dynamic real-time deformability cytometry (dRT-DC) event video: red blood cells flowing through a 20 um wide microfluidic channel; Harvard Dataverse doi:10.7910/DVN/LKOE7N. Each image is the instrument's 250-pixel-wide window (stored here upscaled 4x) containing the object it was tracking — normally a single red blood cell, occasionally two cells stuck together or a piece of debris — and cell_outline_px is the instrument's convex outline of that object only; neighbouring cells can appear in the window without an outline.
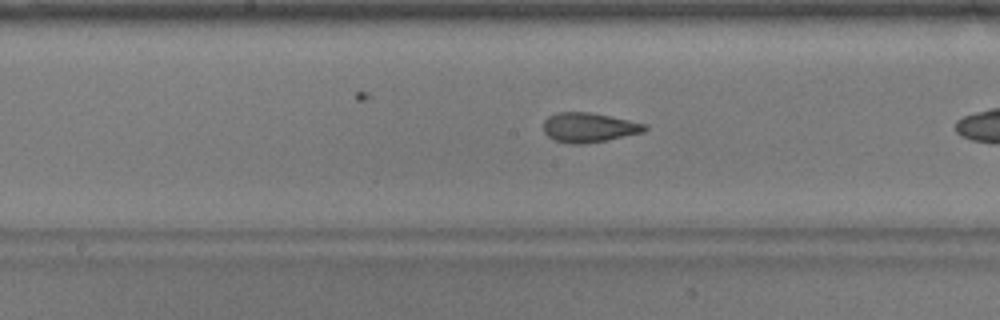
{"species": "common noctule bat (a hibernating species)", "species_latin": "Nyctalus noctula", "temperature_condition": "warm", "stored_images_in_passage": 26, "camera_frame_rate_fps": 3000, "um_per_image_px": 0.085, "animal": {"sex": "male", "body_mass_g": 17.9}, "frame": {"image": 1, "passage_image": 12, "time_ms": 3.667, "image_size_px": [1000, 320], "cell_outline_px": [[648, 128], [644, 132], [608, 140], [584, 144], [572, 144], [556, 140], [548, 136], [544, 132], [544, 120], [548, 116], [556, 112], [588, 112], [648, 124]], "centroid_in_image_um": [50.07, 10.84], "position_along_channel_um": 198.1, "area_um2": 17.46}}
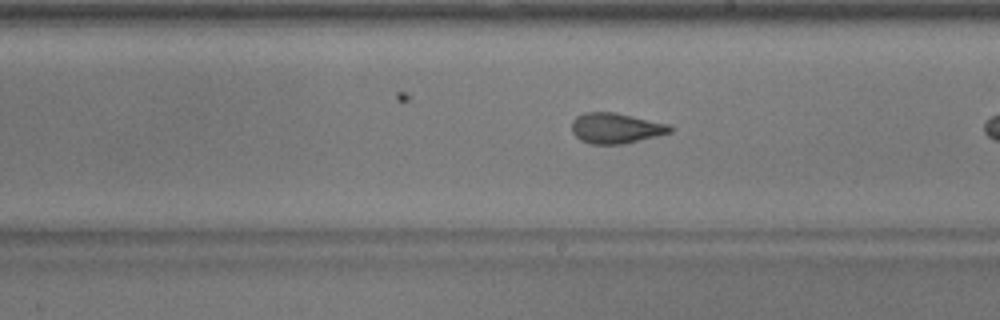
{"frame": {"image": 2, "passage_image": 15, "time_ms": 4.667, "image_size_px": [1000, 320], "cell_outline_px": [[672, 132], [624, 144], [592, 144], [580, 140], [572, 132], [572, 120], [576, 116], [584, 112], [612, 112], [668, 124], [672, 128]], "centroid_in_image_um": [52.3, 10.9], "position_along_channel_um": 236.7, "area_um2": 17.28}}